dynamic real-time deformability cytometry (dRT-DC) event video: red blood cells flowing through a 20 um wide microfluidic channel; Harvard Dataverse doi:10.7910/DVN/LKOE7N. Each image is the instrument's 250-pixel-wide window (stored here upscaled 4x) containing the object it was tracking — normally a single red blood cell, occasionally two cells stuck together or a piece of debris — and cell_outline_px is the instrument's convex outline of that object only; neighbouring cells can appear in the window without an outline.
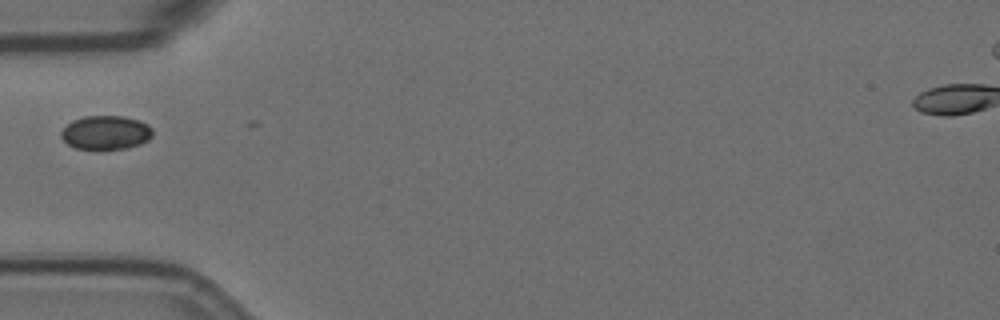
{"species": "Egyptian fruit bat (a non-hibernating species)", "species_latin": "Rousettus aegyptiacus", "temperature_condition": "room temperature", "stored_images_in_passage": 2, "camera_frame_rate_fps": 3000, "um_per_image_px": 0.085, "animal": {"sex": "female"}, "frame": {"image": 1, "passage_image": 1, "time_ms": 0.0, "image_size_px": [1000, 320], "cell_outline_px": [[152, 136], [148, 140], [140, 144], [128, 148], [76, 148], [68, 144], [60, 136], [60, 132], [72, 120], [84, 116], [124, 116], [140, 120], [148, 124], [152, 128]], "centroid_in_image_um": [9.01, 11.25], "position_along_channel_um": 76.0, "area_um2": 17.98}}